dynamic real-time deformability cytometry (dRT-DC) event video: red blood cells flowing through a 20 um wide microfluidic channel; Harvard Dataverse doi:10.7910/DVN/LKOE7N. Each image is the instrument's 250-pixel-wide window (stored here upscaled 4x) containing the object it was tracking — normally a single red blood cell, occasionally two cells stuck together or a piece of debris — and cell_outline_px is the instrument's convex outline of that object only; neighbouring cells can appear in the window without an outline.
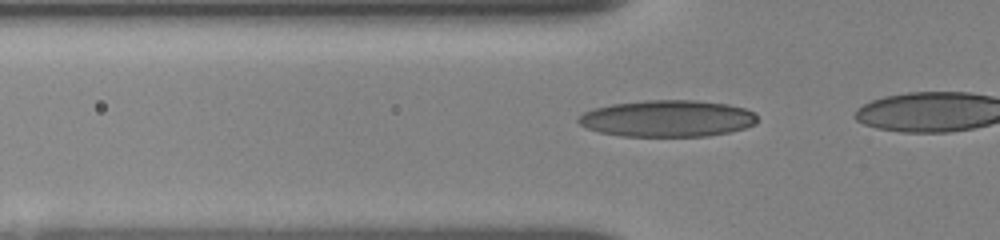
{"species": "human", "species_latin": "Homo sapiens", "temperature_condition": "room temperature", "stored_images_in_passage": 13, "camera_frame_rate_fps": 3000, "um_per_image_px": 0.085, "donor": {"sex": "female"}, "frame": {"image": 1, "passage_image": 10, "time_ms": 4.0, "image_size_px": [1000, 240], "cell_outline_px": [[756, 124], [744, 128], [728, 132], [708, 136], [620, 136], [600, 132], [584, 128], [576, 120], [584, 112], [592, 108], [612, 104], [644, 100], [696, 100], [728, 104], [744, 108], [756, 112]], "centroid_in_image_um": [56.71, 10.07], "position_along_channel_um": 69.1, "area_um2": 38.44}}